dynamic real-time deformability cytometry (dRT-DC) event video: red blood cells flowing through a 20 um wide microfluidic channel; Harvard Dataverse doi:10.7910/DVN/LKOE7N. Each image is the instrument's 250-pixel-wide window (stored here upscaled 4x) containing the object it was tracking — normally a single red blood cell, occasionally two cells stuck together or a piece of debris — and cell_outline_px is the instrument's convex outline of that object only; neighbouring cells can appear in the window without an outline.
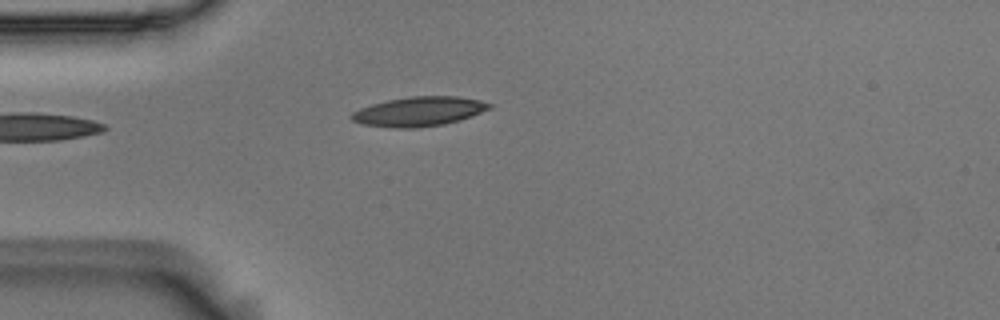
{"species": "Egyptian fruit bat (a non-hibernating species)", "species_latin": "Rousettus aegyptiacus", "temperature_condition": "room temperature", "stored_images_in_passage": 5, "camera_frame_rate_fps": 3000, "um_per_image_px": 0.085, "animal": {"sex": "male"}, "frame": {"image": 1, "passage_image": 5, "time_ms": 1.333, "image_size_px": [1000, 320], "cell_outline_px": [[492, 108], [460, 120], [444, 124], [412, 128], [396, 128], [364, 124], [352, 120], [348, 116], [352, 112], [360, 108], [372, 104], [388, 100], [408, 96], [460, 96], [480, 100], [492, 104]], "centroid_in_image_um": [35.62, 9.46], "position_along_channel_um": 49.4, "area_um2": 23.64}}